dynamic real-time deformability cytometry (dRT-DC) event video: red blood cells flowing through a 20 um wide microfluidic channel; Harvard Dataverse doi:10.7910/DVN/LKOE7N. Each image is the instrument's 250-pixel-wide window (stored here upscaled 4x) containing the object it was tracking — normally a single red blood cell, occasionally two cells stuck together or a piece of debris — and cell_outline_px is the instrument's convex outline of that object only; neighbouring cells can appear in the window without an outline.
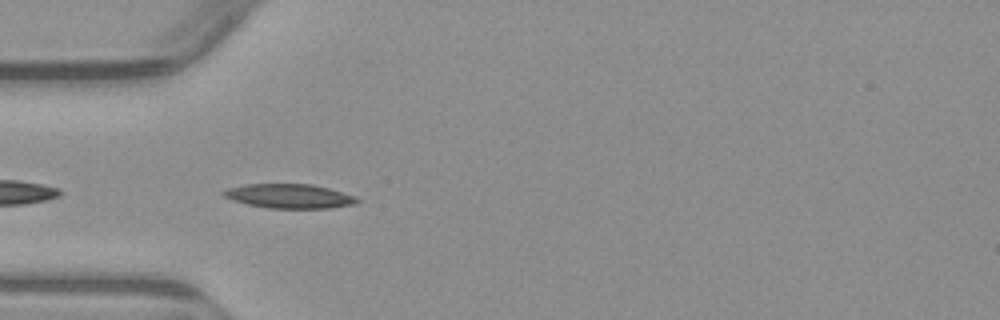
{"species": "common noctule bat (a hibernating species)", "species_latin": "Nyctalus noctula", "temperature_condition": "warm", "stored_images_in_passage": 5, "camera_frame_rate_fps": 3000, "um_per_image_px": 0.085, "animal": {"sex": "male", "body_mass_g": 23.1, "forearm_length_mm": 52.7}, "frame": {"image": 1, "passage_image": 4, "time_ms": 3.667, "image_size_px": [1000, 320], "cell_outline_px": [[360, 200], [356, 204], [328, 208], [268, 208], [248, 204], [232, 200], [224, 196], [220, 192], [228, 188], [244, 184], [312, 184], [328, 188], [356, 196]], "centroid_in_image_um": [24.59, 16.67], "position_along_channel_um": 60.4, "area_um2": 18.9}}
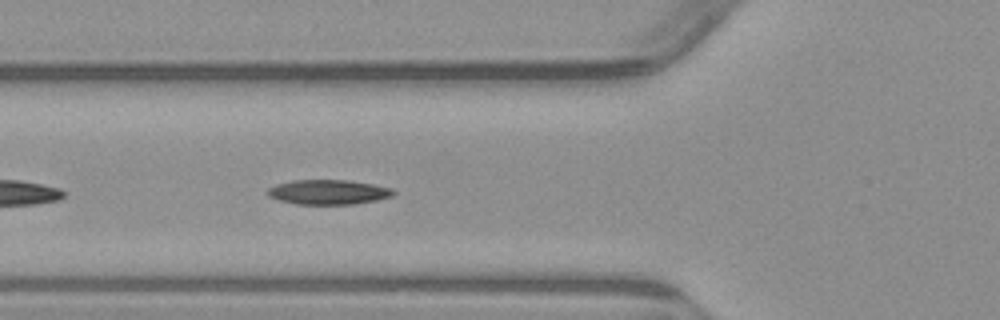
{"frame": {"image": 2, "passage_image": 5, "time_ms": 4.667, "image_size_px": [1000, 320], "cell_outline_px": [[396, 192], [392, 196], [376, 200], [352, 204], [296, 204], [280, 200], [268, 196], [268, 188], [276, 184], [292, 180], [348, 180], [372, 184], [392, 188]], "centroid_in_image_um": [27.91, 16.32], "position_along_channel_um": 97.9, "area_um2": 18.03}}